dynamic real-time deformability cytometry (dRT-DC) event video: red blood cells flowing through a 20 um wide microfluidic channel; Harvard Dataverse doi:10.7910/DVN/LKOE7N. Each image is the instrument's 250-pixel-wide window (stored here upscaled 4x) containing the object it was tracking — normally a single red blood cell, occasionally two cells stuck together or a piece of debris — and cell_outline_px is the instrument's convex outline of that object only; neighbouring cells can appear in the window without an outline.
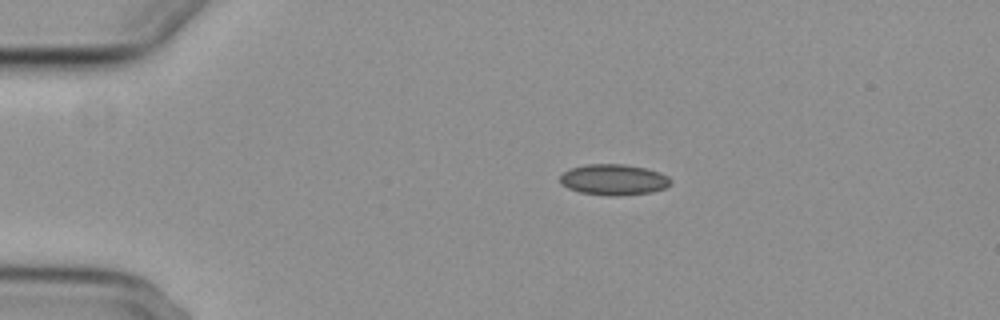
{"species": "common noctule bat (a hibernating species)", "species_latin": "Nyctalus noctula", "temperature_condition": "cold", "stored_images_in_passage": 2, "camera_frame_rate_fps": 3000, "um_per_image_px": 0.085, "animal": {"sex": "female", "body_mass_g": 29.2, "forearm_length_mm": 56.3}, "frame": {"image": 1, "passage_image": 1, "time_ms": 0.0, "image_size_px": [1000, 320], "cell_outline_px": [[672, 180], [664, 188], [652, 192], [620, 196], [604, 196], [580, 192], [568, 188], [560, 184], [560, 176], [568, 168], [584, 164], [624, 164], [648, 168], [660, 172], [668, 176]], "centroid_in_image_um": [52.14, 15.27], "position_along_channel_um": 32.9, "area_um2": 20.23}}